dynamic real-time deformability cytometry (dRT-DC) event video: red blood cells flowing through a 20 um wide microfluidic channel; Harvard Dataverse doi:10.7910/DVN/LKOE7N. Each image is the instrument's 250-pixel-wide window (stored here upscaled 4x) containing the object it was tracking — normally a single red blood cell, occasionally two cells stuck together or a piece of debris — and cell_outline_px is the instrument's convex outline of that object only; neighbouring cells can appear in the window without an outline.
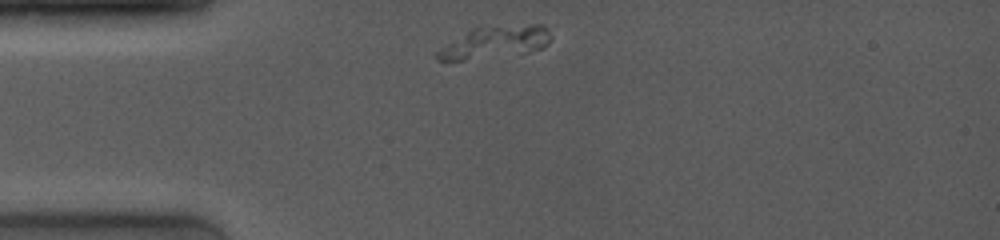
{"species": "common noctule bat (a hibernating species)", "species_latin": "Nyctalus noctula", "temperature_condition": "room temperature", "stored_images_in_passage": 45, "camera_frame_rate_fps": 4000, "um_per_image_px": 0.085, "animal": {"sex": "female", "body_mass_g": 19.0, "forearm_length_mm": 53.3}, "frame": {"image": 1, "passage_image": 1, "time_ms": 0.0, "image_size_px": [1000, 240], "cell_outline_px": [[552, 40], [544, 48], [528, 52], [464, 60], [436, 60], [436, 52], [440, 48], [472, 28], [528, 24], [544, 24], [548, 28], [552, 36]], "centroid_in_image_um": [42.16, 3.57], "position_along_channel_um": 42.8, "area_um2": 21.15}}
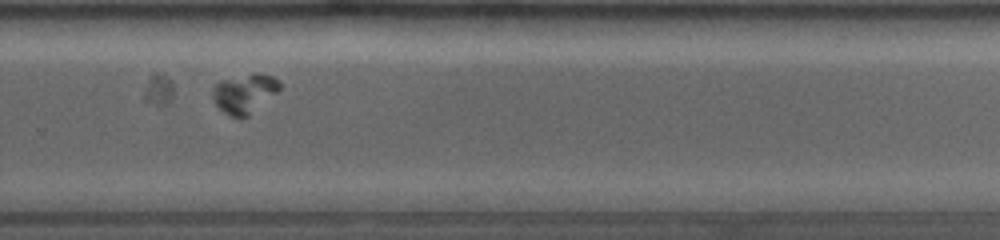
{"frame": {"image": 2, "passage_image": 30, "time_ms": 7.5, "image_size_px": [1000, 240], "cell_outline_px": [[280, 88], [276, 92], [248, 116], [228, 116], [216, 104], [212, 96], [212, 88], [220, 80], [252, 72], [256, 72], [272, 76], [280, 80]], "centroid_in_image_um": [20.77, 7.9], "position_along_channel_um": 309.0, "area_um2": 15.26}}
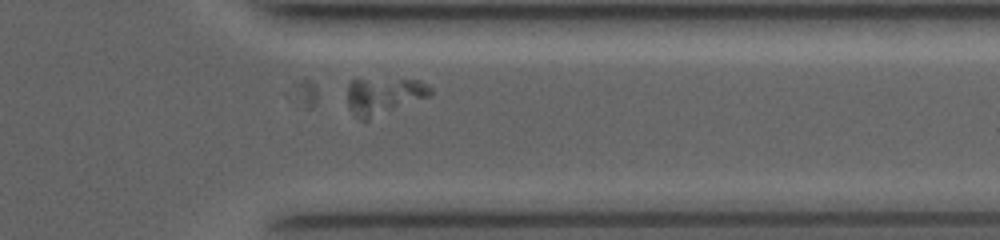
{"frame": {"image": 3, "passage_image": 37, "time_ms": 9.25, "image_size_px": [1000, 240], "cell_outline_px": [[432, 92], [428, 96], [368, 120], [360, 120], [352, 112], [348, 104], [348, 84], [356, 76], [420, 80], [428, 84], [432, 88]], "centroid_in_image_um": [32.58, 8.08], "position_along_channel_um": 378.8, "area_um2": 18.38}}